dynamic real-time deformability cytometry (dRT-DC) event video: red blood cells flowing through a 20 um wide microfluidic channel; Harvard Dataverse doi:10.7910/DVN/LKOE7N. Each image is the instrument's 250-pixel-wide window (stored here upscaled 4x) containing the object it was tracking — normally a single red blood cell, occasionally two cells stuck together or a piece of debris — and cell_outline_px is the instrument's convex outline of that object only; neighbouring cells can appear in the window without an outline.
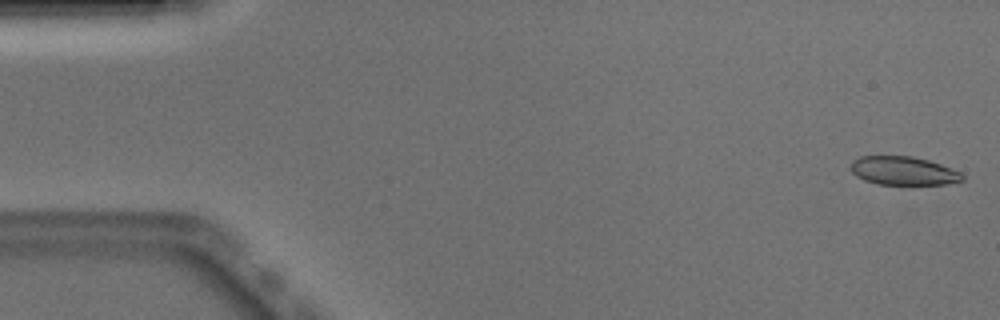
{"species": "Egyptian fruit bat (a non-hibernating species)", "species_latin": "Rousettus aegyptiacus", "temperature_condition": "warm", "stored_images_in_passage": 52, "camera_frame_rate_fps": 3000, "um_per_image_px": 0.085, "animal": {"sex": "male"}, "frame": {"image": 1, "passage_image": 1, "time_ms": 0.0, "image_size_px": [1000, 320], "cell_outline_px": [[964, 180], [948, 184], [876, 184], [864, 180], [856, 176], [852, 172], [852, 160], [860, 156], [912, 156], [928, 160], [952, 168], [960, 172], [964, 176]], "centroid_in_image_um": [76.8, 14.52], "position_along_channel_um": 8.2, "area_um2": 18.55}}
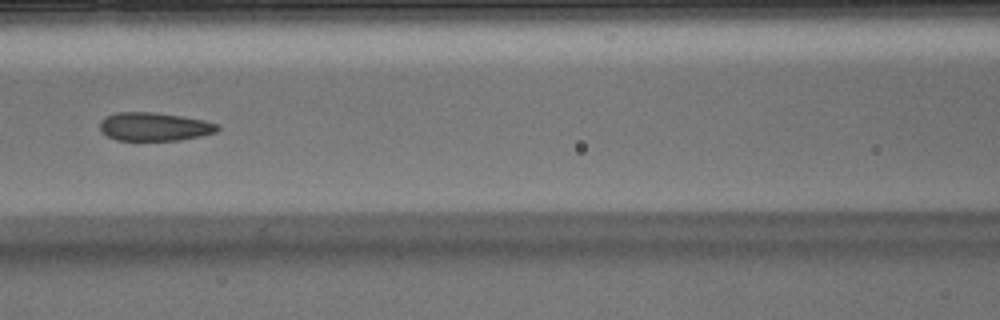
{"frame": {"image": 2, "passage_image": 22, "time_ms": 7.0, "image_size_px": [1000, 320], "cell_outline_px": [[220, 128], [216, 132], [200, 136], [180, 140], [116, 140], [100, 132], [100, 124], [108, 116], [116, 112], [152, 112], [180, 116], [204, 120], [220, 124]], "centroid_in_image_um": [13.15, 10.77], "position_along_channel_um": 153.5, "area_um2": 19.36}}
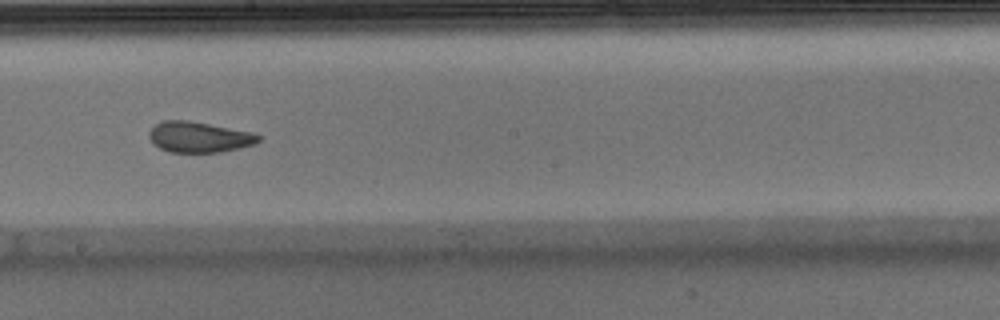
{"frame": {"image": 3, "passage_image": 28, "time_ms": 9.0, "image_size_px": [1000, 320], "cell_outline_px": [[260, 140], [256, 144], [240, 148], [220, 152], [168, 152], [160, 148], [148, 136], [148, 132], [156, 124], [164, 120], [188, 120], [256, 132], [260, 136]], "centroid_in_image_um": [16.97, 11.64], "position_along_channel_um": 231.2, "area_um2": 19.71}, "authors_computed_cell_mechanics": {"area_um2": 20.2011, "velocity_mm_per_s": 3.8996, "shape_relaxation_time_tau1_ms": 10.384, "shape_relaxation_time_tau2_ms": 1.5483, "deformation_change_tau1": 0.1976, "deformation_change_tau2": 0.0681}}